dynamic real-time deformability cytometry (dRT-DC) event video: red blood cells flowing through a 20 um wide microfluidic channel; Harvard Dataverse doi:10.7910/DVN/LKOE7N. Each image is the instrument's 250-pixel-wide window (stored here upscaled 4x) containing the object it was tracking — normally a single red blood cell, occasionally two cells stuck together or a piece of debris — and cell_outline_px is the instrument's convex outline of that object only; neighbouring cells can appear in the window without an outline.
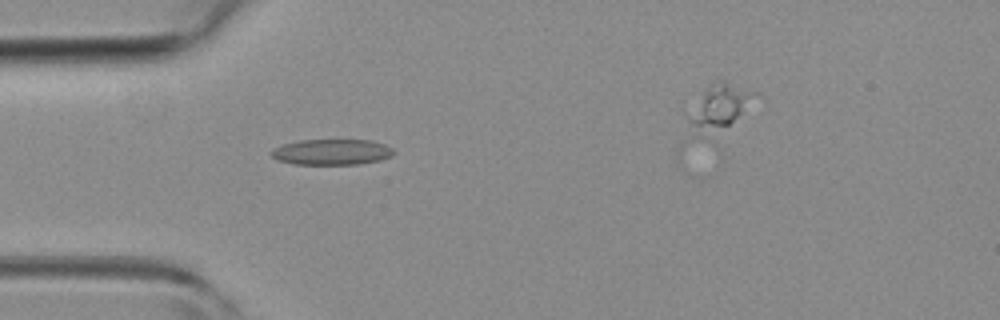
{"species": "common noctule bat (a hibernating species)", "species_latin": "Nyctalus noctula", "temperature_condition": "room temperature", "stored_images_in_passage": 3, "camera_frame_rate_fps": 3000, "um_per_image_px": 0.085, "animal": {"sex": "female", "body_mass_g": 19.3, "forearm_length_mm": 54.1}, "frame": {"image": 1, "passage_image": 2, "time_ms": 1.333, "image_size_px": [1000, 320], "cell_outline_px": [[396, 152], [392, 156], [380, 160], [360, 164], [292, 164], [276, 160], [268, 152], [272, 148], [284, 144], [300, 140], [372, 140], [384, 144], [392, 148]], "centroid_in_image_um": [28.18, 12.92], "position_along_channel_um": 56.8, "area_um2": 18.55}}